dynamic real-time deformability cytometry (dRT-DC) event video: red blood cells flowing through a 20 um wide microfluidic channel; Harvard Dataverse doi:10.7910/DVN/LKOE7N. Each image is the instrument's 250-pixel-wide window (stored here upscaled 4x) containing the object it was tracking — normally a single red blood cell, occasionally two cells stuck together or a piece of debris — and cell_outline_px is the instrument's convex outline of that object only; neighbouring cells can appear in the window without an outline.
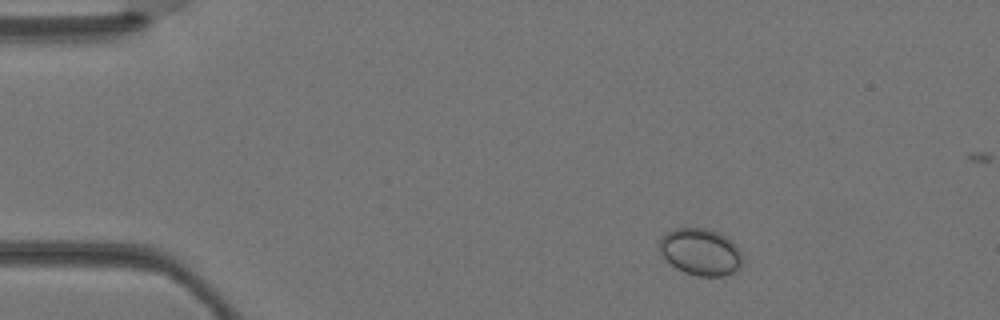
{"species": "Egyptian fruit bat (a non-hibernating species)", "species_latin": "Rousettus aegyptiacus", "temperature_condition": "warm", "stored_images_in_passage": 3, "camera_frame_rate_fps": 3000, "um_per_image_px": 0.085, "animal": {"sex": "female"}, "frame": {"image": 1, "passage_image": 1, "time_ms": 0.0, "image_size_px": [1000, 320], "cell_outline_px": [[740, 268], [724, 276], [696, 276], [684, 272], [676, 268], [660, 252], [660, 240], [668, 232], [676, 228], [708, 228], [732, 240], [740, 252]], "centroid_in_image_um": [59.55, 21.41], "position_along_channel_um": 25.5, "area_um2": 22.25}}